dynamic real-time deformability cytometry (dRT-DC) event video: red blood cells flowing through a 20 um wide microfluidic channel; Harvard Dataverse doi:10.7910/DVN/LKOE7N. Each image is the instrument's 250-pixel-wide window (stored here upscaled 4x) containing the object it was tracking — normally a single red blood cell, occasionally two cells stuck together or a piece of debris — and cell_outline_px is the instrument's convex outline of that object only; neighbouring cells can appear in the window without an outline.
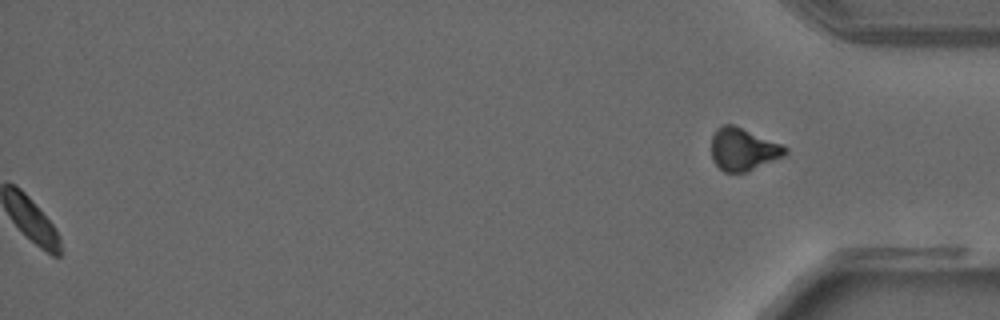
{"species": "common noctule bat (a hibernating species)", "species_latin": "Nyctalus noctula", "temperature_condition": "warm", "stored_images_in_passage": 35, "segment_of_instrument_passage": [2, 2], "camera_frame_rate_fps": 3000, "um_per_image_px": 0.085, "animal": {"sex": "male", "forearm_length_mm": 52.5}, "frame": {"image": 1, "passage_image": 35, "time_ms": 11.333, "image_size_px": [1000, 320], "cell_outline_px": [[788, 152], [784, 156], [744, 172], [724, 172], [712, 160], [712, 136], [716, 128], [724, 124], [732, 124], [784, 144], [788, 148]], "centroid_in_image_um": [63.18, 12.67], "position_along_channel_um": 372.0, "area_um2": 18.26}}